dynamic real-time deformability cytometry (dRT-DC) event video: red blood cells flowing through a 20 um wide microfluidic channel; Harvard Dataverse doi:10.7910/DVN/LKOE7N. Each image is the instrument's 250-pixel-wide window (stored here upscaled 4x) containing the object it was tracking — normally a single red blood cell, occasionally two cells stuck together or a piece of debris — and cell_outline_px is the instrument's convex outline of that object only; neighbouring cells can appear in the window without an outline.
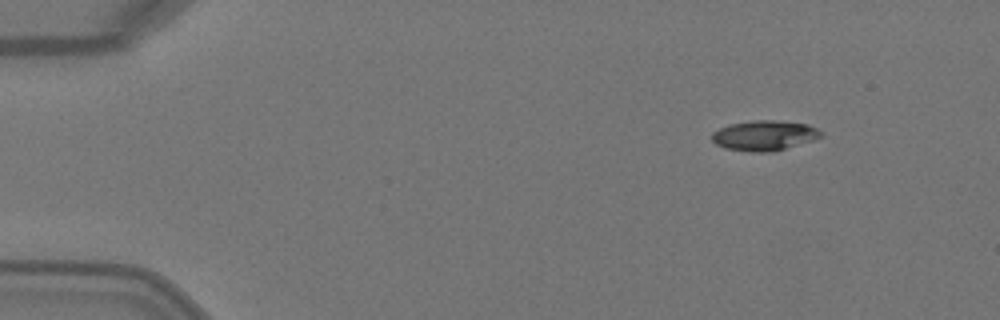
{"species": "Egyptian fruit bat (a non-hibernating species)", "species_latin": "Rousettus aegyptiacus", "temperature_condition": "warm", "stored_images_in_passage": 3, "segment_of_instrument_passage": [2, 2], "camera_frame_rate_fps": 3000, "um_per_image_px": 0.085, "animal": {"sex": "female"}, "frame": {"image": 1, "passage_image": 3, "time_ms": 0.667, "image_size_px": [1000, 320], "cell_outline_px": [[824, 136], [812, 140], [772, 152], [748, 152], [724, 148], [716, 144], [712, 140], [712, 132], [720, 128], [732, 124], [752, 120], [776, 120], [808, 124], [824, 132]], "centroid_in_image_um": [64.98, 11.52], "position_along_channel_um": 20.0, "area_um2": 19.19}}